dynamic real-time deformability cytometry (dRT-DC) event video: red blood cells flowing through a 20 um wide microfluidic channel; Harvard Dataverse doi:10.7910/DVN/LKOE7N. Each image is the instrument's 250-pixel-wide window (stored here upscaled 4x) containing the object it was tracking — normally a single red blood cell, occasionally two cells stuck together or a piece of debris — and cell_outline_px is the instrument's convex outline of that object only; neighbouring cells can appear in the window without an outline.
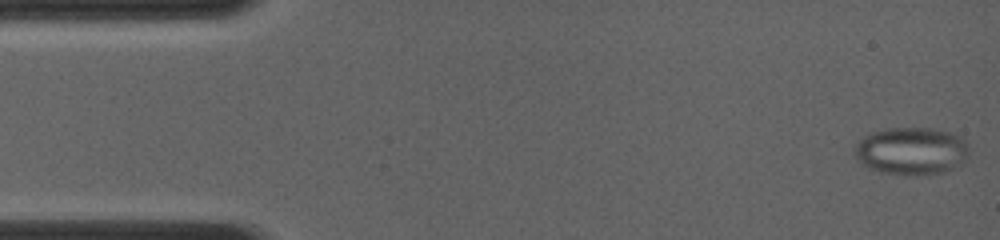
{"species": "common noctule bat (a hibernating species)", "species_latin": "Nyctalus noctula", "temperature_condition": "room temperature", "stored_images_in_passage": 57, "camera_frame_rate_fps": 4000, "um_per_image_px": 0.085, "animal": {"sex": "female", "body_mass_g": 19.0, "forearm_length_mm": 56.7}, "frame": {"image": 1, "passage_image": 1, "time_ms": 0.0, "image_size_px": [1000, 240], "cell_outline_px": [[968, 152], [964, 160], [960, 164], [944, 172], [916, 176], [904, 176], [880, 172], [868, 168], [860, 164], [852, 152], [860, 140], [864, 136], [872, 132], [888, 128], [932, 128], [948, 132], [960, 136], [968, 144]], "centroid_in_image_um": [77.43, 12.85], "position_along_channel_um": 7.6, "area_um2": 32.08}}
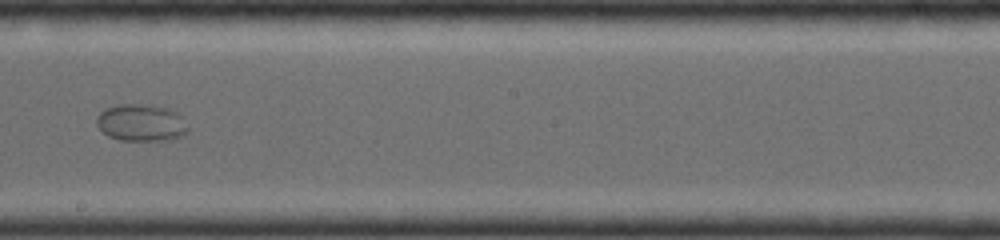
{"frame": {"image": 2, "passage_image": 38, "time_ms": 8.25, "image_size_px": [1000, 240], "cell_outline_px": [[188, 132], [184, 136], [168, 140], [120, 140], [108, 136], [96, 124], [96, 116], [100, 112], [108, 108], [120, 104], [140, 104], [164, 108], [176, 112], [180, 116], [188, 128]], "centroid_in_image_um": [11.99, 10.45], "position_along_channel_um": 236.2, "area_um2": 19.48}}
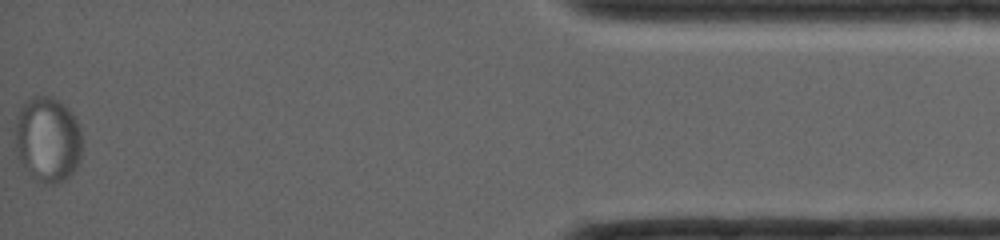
{"frame": {"image": 3, "passage_image": 57, "time_ms": 14.5, "image_size_px": [1000, 240], "cell_outline_px": [[80, 160], [76, 168], [60, 184], [52, 184], [36, 180], [32, 176], [20, 160], [16, 140], [16, 116], [24, 100], [36, 96], [52, 96], [60, 100], [72, 112], [80, 128]], "centroid_in_image_um": [4.06, 11.82], "position_along_channel_um": 431.1, "area_um2": 33.18}}